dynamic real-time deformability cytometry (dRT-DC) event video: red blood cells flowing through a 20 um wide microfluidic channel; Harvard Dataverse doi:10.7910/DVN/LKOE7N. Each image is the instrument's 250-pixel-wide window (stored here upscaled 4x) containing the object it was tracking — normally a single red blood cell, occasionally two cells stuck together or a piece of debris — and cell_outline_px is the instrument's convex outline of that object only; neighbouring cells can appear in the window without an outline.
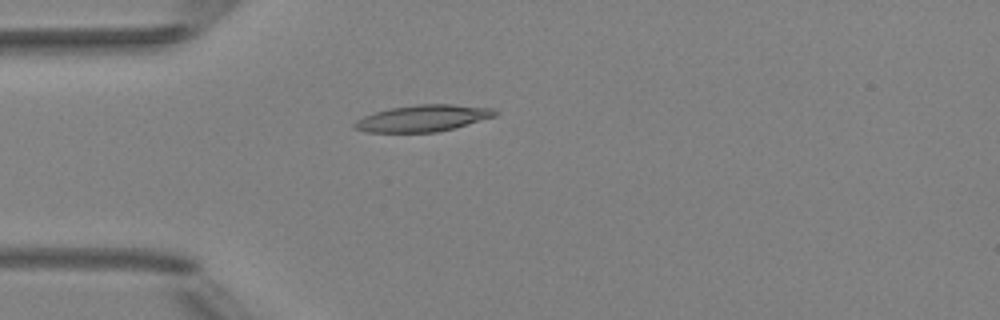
{"species": "Egyptian fruit bat (a non-hibernating species)", "species_latin": "Rousettus aegyptiacus", "temperature_condition": "room temperature", "stored_images_in_passage": 5, "camera_frame_rate_fps": 3000, "um_per_image_px": 0.085, "animal": {"sex": "female"}, "frame": {"image": 1, "passage_image": 5, "time_ms": 4.333, "image_size_px": [1000, 320], "cell_outline_px": [[500, 112], [496, 116], [452, 128], [436, 132], [364, 132], [352, 128], [352, 124], [356, 120], [364, 116], [376, 112], [392, 108], [416, 104], [452, 104], [492, 108]], "centroid_in_image_um": [35.92, 10.05], "position_along_channel_um": 49.1, "area_um2": 21.68}}